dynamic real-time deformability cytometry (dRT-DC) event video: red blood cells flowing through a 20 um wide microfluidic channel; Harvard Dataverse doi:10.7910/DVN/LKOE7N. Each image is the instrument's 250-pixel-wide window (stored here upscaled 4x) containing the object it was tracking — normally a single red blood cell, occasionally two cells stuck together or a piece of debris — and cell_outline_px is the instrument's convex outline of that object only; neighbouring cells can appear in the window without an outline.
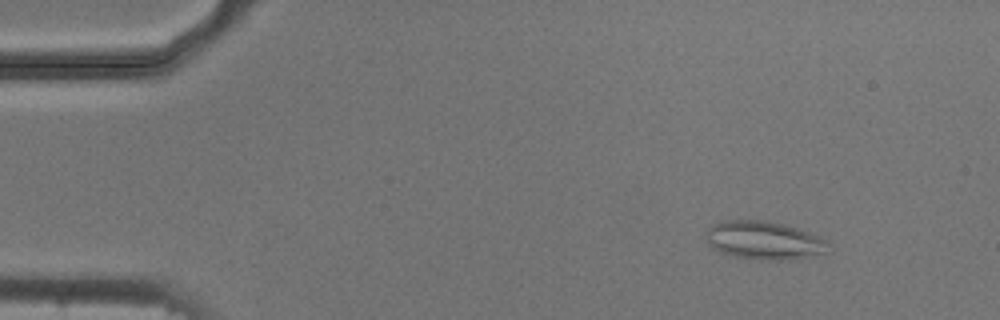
{"species": "common noctule bat (a hibernating species)", "species_latin": "Nyctalus noctula", "temperature_condition": "cold", "stored_images_in_passage": 16, "camera_frame_rate_fps": 3000, "um_per_image_px": 0.085, "animal": {"sex": "male", "body_mass_g": 20.5, "forearm_length_mm": 52.5}, "frame": {"image": 1, "passage_image": 6, "time_ms": 1.667, "image_size_px": [1000, 320], "cell_outline_px": [[828, 244], [824, 252], [792, 260], [764, 260], [732, 256], [720, 252], [712, 248], [708, 244], [704, 236], [704, 232], [708, 228], [724, 220], [764, 220], [800, 228], [820, 236], [828, 240]], "centroid_in_image_um": [64.91, 20.42], "position_along_channel_um": 20.1, "area_um2": 27.46}}